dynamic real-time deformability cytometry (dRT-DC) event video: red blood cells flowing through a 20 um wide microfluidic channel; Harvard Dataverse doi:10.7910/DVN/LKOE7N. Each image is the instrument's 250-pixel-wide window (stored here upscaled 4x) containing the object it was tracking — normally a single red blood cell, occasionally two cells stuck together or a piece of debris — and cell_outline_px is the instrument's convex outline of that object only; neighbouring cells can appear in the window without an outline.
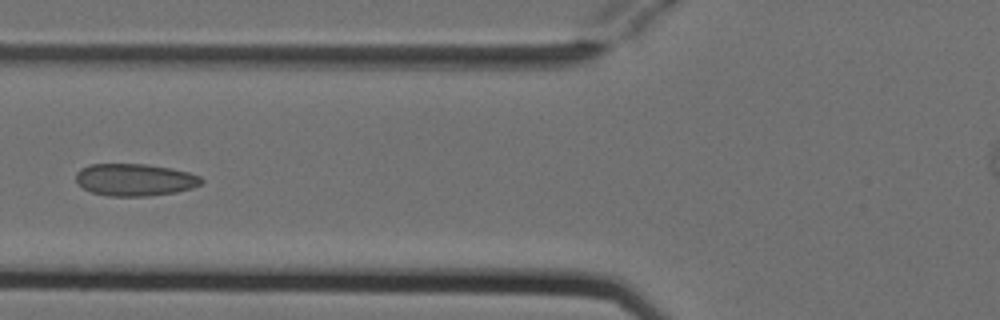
{"species": "Egyptian fruit bat (a non-hibernating species)", "species_latin": "Rousettus aegyptiacus", "temperature_condition": "cold", "stored_images_in_passage": 4, "camera_frame_rate_fps": 3000, "um_per_image_px": 0.085, "animal": {"sex": "female"}, "frame": {"image": 1, "passage_image": 3, "time_ms": 0.667, "image_size_px": [1000, 320], "cell_outline_px": [[204, 180], [200, 184], [192, 188], [176, 192], [148, 196], [108, 196], [92, 192], [84, 188], [76, 180], [76, 172], [80, 168], [88, 164], [148, 164], [172, 168], [188, 172], [200, 176]], "centroid_in_image_um": [11.46, 15.27], "position_along_channel_um": 114.3, "area_um2": 23.64}}
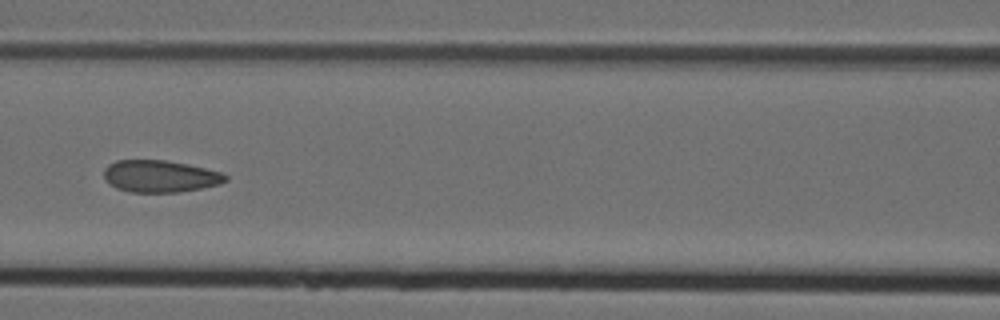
{"frame": {"image": 2, "passage_image": 4, "time_ms": 1.0, "image_size_px": [1000, 320], "cell_outline_px": [[228, 180], [220, 184], [200, 188], [176, 192], [132, 192], [116, 188], [104, 176], [104, 168], [108, 164], [116, 160], [164, 160], [188, 164], [220, 172], [228, 176]], "centroid_in_image_um": [13.61, 14.97], "position_along_channel_um": 153.0, "area_um2": 22.48}}